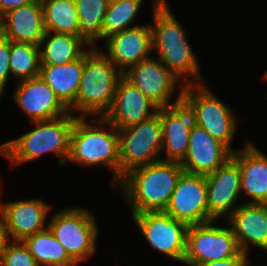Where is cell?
<instances>
[{
	"instance_id": "obj_1",
	"label": "cell",
	"mask_w": 267,
	"mask_h": 266,
	"mask_svg": "<svg viewBox=\"0 0 267 266\" xmlns=\"http://www.w3.org/2000/svg\"><path fill=\"white\" fill-rule=\"evenodd\" d=\"M152 2L153 23L150 24L152 51L155 50L158 59L176 77L183 79V84L205 83L198 60L186 38L185 29L173 16L166 0Z\"/></svg>"
},
{
	"instance_id": "obj_2",
	"label": "cell",
	"mask_w": 267,
	"mask_h": 266,
	"mask_svg": "<svg viewBox=\"0 0 267 266\" xmlns=\"http://www.w3.org/2000/svg\"><path fill=\"white\" fill-rule=\"evenodd\" d=\"M183 168L178 162L159 160L131 169L118 185L131 206V213L164 211Z\"/></svg>"
},
{
	"instance_id": "obj_3",
	"label": "cell",
	"mask_w": 267,
	"mask_h": 266,
	"mask_svg": "<svg viewBox=\"0 0 267 266\" xmlns=\"http://www.w3.org/2000/svg\"><path fill=\"white\" fill-rule=\"evenodd\" d=\"M77 117L69 113L50 120L33 121L34 130L1 144L0 153L11 161V165H19L53 152L59 158V165L65 166Z\"/></svg>"
},
{
	"instance_id": "obj_4",
	"label": "cell",
	"mask_w": 267,
	"mask_h": 266,
	"mask_svg": "<svg viewBox=\"0 0 267 266\" xmlns=\"http://www.w3.org/2000/svg\"><path fill=\"white\" fill-rule=\"evenodd\" d=\"M93 124L78 116L71 133L70 154L67 161L82 166H106L114 173L112 187L121 180L118 129L103 117H94ZM99 125V126H98ZM109 127L107 131L106 128Z\"/></svg>"
},
{
	"instance_id": "obj_5",
	"label": "cell",
	"mask_w": 267,
	"mask_h": 266,
	"mask_svg": "<svg viewBox=\"0 0 267 266\" xmlns=\"http://www.w3.org/2000/svg\"><path fill=\"white\" fill-rule=\"evenodd\" d=\"M84 53V68L76 100L69 112L104 117L111 108L122 72L97 47Z\"/></svg>"
},
{
	"instance_id": "obj_6",
	"label": "cell",
	"mask_w": 267,
	"mask_h": 266,
	"mask_svg": "<svg viewBox=\"0 0 267 266\" xmlns=\"http://www.w3.org/2000/svg\"><path fill=\"white\" fill-rule=\"evenodd\" d=\"M182 101L192 112L195 125L205 129L232 152L235 151L231 148L237 127L235 114L210 91L206 82L185 85Z\"/></svg>"
},
{
	"instance_id": "obj_7",
	"label": "cell",
	"mask_w": 267,
	"mask_h": 266,
	"mask_svg": "<svg viewBox=\"0 0 267 266\" xmlns=\"http://www.w3.org/2000/svg\"><path fill=\"white\" fill-rule=\"evenodd\" d=\"M48 228L78 265L95 253L98 225L93 213L80 207H69L51 216Z\"/></svg>"
},
{
	"instance_id": "obj_8",
	"label": "cell",
	"mask_w": 267,
	"mask_h": 266,
	"mask_svg": "<svg viewBox=\"0 0 267 266\" xmlns=\"http://www.w3.org/2000/svg\"><path fill=\"white\" fill-rule=\"evenodd\" d=\"M118 134L121 179L131 169L162 160L160 108L150 119L120 129Z\"/></svg>"
},
{
	"instance_id": "obj_9",
	"label": "cell",
	"mask_w": 267,
	"mask_h": 266,
	"mask_svg": "<svg viewBox=\"0 0 267 266\" xmlns=\"http://www.w3.org/2000/svg\"><path fill=\"white\" fill-rule=\"evenodd\" d=\"M214 223L215 220L188 227L183 263L197 266L234 257L241 251L231 226L223 228Z\"/></svg>"
},
{
	"instance_id": "obj_10",
	"label": "cell",
	"mask_w": 267,
	"mask_h": 266,
	"mask_svg": "<svg viewBox=\"0 0 267 266\" xmlns=\"http://www.w3.org/2000/svg\"><path fill=\"white\" fill-rule=\"evenodd\" d=\"M122 75L138 88L158 108L174 106L182 102L183 84L159 59L149 57L130 66ZM181 83V84H180ZM182 87L176 101L171 97L177 86ZM175 89V90H174Z\"/></svg>"
},
{
	"instance_id": "obj_11",
	"label": "cell",
	"mask_w": 267,
	"mask_h": 266,
	"mask_svg": "<svg viewBox=\"0 0 267 266\" xmlns=\"http://www.w3.org/2000/svg\"><path fill=\"white\" fill-rule=\"evenodd\" d=\"M132 219L153 249L183 263L189 227L186 223L164 211L134 214Z\"/></svg>"
},
{
	"instance_id": "obj_12",
	"label": "cell",
	"mask_w": 267,
	"mask_h": 266,
	"mask_svg": "<svg viewBox=\"0 0 267 266\" xmlns=\"http://www.w3.org/2000/svg\"><path fill=\"white\" fill-rule=\"evenodd\" d=\"M164 212L188 226L213 221L208 213L206 176L183 171Z\"/></svg>"
},
{
	"instance_id": "obj_13",
	"label": "cell",
	"mask_w": 267,
	"mask_h": 266,
	"mask_svg": "<svg viewBox=\"0 0 267 266\" xmlns=\"http://www.w3.org/2000/svg\"><path fill=\"white\" fill-rule=\"evenodd\" d=\"M50 208L49 204L40 199L1 204L0 215L6 240L24 241L27 237L48 228L46 217Z\"/></svg>"
},
{
	"instance_id": "obj_14",
	"label": "cell",
	"mask_w": 267,
	"mask_h": 266,
	"mask_svg": "<svg viewBox=\"0 0 267 266\" xmlns=\"http://www.w3.org/2000/svg\"><path fill=\"white\" fill-rule=\"evenodd\" d=\"M158 109L122 75L117 82L113 104L103 118L120 130L150 119Z\"/></svg>"
},
{
	"instance_id": "obj_15",
	"label": "cell",
	"mask_w": 267,
	"mask_h": 266,
	"mask_svg": "<svg viewBox=\"0 0 267 266\" xmlns=\"http://www.w3.org/2000/svg\"><path fill=\"white\" fill-rule=\"evenodd\" d=\"M206 185L209 216L215 221L224 215L227 219L239 207L235 205L241 194L239 165L230 158L214 172L206 175Z\"/></svg>"
},
{
	"instance_id": "obj_16",
	"label": "cell",
	"mask_w": 267,
	"mask_h": 266,
	"mask_svg": "<svg viewBox=\"0 0 267 266\" xmlns=\"http://www.w3.org/2000/svg\"><path fill=\"white\" fill-rule=\"evenodd\" d=\"M14 90L12 97L15 103L32 122L69 114V109L40 76L19 81Z\"/></svg>"
},
{
	"instance_id": "obj_17",
	"label": "cell",
	"mask_w": 267,
	"mask_h": 266,
	"mask_svg": "<svg viewBox=\"0 0 267 266\" xmlns=\"http://www.w3.org/2000/svg\"><path fill=\"white\" fill-rule=\"evenodd\" d=\"M232 153L205 129L193 124L188 151L180 165L185 172L206 176L225 164L232 157Z\"/></svg>"
},
{
	"instance_id": "obj_18",
	"label": "cell",
	"mask_w": 267,
	"mask_h": 266,
	"mask_svg": "<svg viewBox=\"0 0 267 266\" xmlns=\"http://www.w3.org/2000/svg\"><path fill=\"white\" fill-rule=\"evenodd\" d=\"M103 54L123 73L130 66L147 59L152 51L150 24L138 25L113 34L106 39Z\"/></svg>"
},
{
	"instance_id": "obj_19",
	"label": "cell",
	"mask_w": 267,
	"mask_h": 266,
	"mask_svg": "<svg viewBox=\"0 0 267 266\" xmlns=\"http://www.w3.org/2000/svg\"><path fill=\"white\" fill-rule=\"evenodd\" d=\"M162 123V151L164 161L181 163L188 151L190 131L194 124L190 109L182 101L174 106L160 108Z\"/></svg>"
},
{
	"instance_id": "obj_20",
	"label": "cell",
	"mask_w": 267,
	"mask_h": 266,
	"mask_svg": "<svg viewBox=\"0 0 267 266\" xmlns=\"http://www.w3.org/2000/svg\"><path fill=\"white\" fill-rule=\"evenodd\" d=\"M227 219L242 252L252 244L267 253V204L244 201Z\"/></svg>"
},
{
	"instance_id": "obj_21",
	"label": "cell",
	"mask_w": 267,
	"mask_h": 266,
	"mask_svg": "<svg viewBox=\"0 0 267 266\" xmlns=\"http://www.w3.org/2000/svg\"><path fill=\"white\" fill-rule=\"evenodd\" d=\"M231 158L239 165L241 193L249 197L246 203L267 204V156L246 141L244 148L235 150Z\"/></svg>"
},
{
	"instance_id": "obj_22",
	"label": "cell",
	"mask_w": 267,
	"mask_h": 266,
	"mask_svg": "<svg viewBox=\"0 0 267 266\" xmlns=\"http://www.w3.org/2000/svg\"><path fill=\"white\" fill-rule=\"evenodd\" d=\"M45 32L40 0L12 9L0 18V34L10 41L39 46Z\"/></svg>"
},
{
	"instance_id": "obj_23",
	"label": "cell",
	"mask_w": 267,
	"mask_h": 266,
	"mask_svg": "<svg viewBox=\"0 0 267 266\" xmlns=\"http://www.w3.org/2000/svg\"><path fill=\"white\" fill-rule=\"evenodd\" d=\"M84 68V54L69 63L41 65L39 76L69 109L75 102Z\"/></svg>"
},
{
	"instance_id": "obj_24",
	"label": "cell",
	"mask_w": 267,
	"mask_h": 266,
	"mask_svg": "<svg viewBox=\"0 0 267 266\" xmlns=\"http://www.w3.org/2000/svg\"><path fill=\"white\" fill-rule=\"evenodd\" d=\"M86 46L88 44L77 35L45 32L39 44L40 64L61 65L69 63L80 58L86 52L87 48H84Z\"/></svg>"
},
{
	"instance_id": "obj_25",
	"label": "cell",
	"mask_w": 267,
	"mask_h": 266,
	"mask_svg": "<svg viewBox=\"0 0 267 266\" xmlns=\"http://www.w3.org/2000/svg\"><path fill=\"white\" fill-rule=\"evenodd\" d=\"M23 242L39 266L77 265L69 257L63 245L54 237L49 228L27 237Z\"/></svg>"
},
{
	"instance_id": "obj_26",
	"label": "cell",
	"mask_w": 267,
	"mask_h": 266,
	"mask_svg": "<svg viewBox=\"0 0 267 266\" xmlns=\"http://www.w3.org/2000/svg\"><path fill=\"white\" fill-rule=\"evenodd\" d=\"M46 32L79 36V16L75 0H42Z\"/></svg>"
},
{
	"instance_id": "obj_27",
	"label": "cell",
	"mask_w": 267,
	"mask_h": 266,
	"mask_svg": "<svg viewBox=\"0 0 267 266\" xmlns=\"http://www.w3.org/2000/svg\"><path fill=\"white\" fill-rule=\"evenodd\" d=\"M110 0H75L79 16V37L89 46L102 40V23ZM93 44V45H92Z\"/></svg>"
},
{
	"instance_id": "obj_28",
	"label": "cell",
	"mask_w": 267,
	"mask_h": 266,
	"mask_svg": "<svg viewBox=\"0 0 267 266\" xmlns=\"http://www.w3.org/2000/svg\"><path fill=\"white\" fill-rule=\"evenodd\" d=\"M11 77L18 81L38 77L40 74L39 46L28 42L11 41L10 50Z\"/></svg>"
},
{
	"instance_id": "obj_29",
	"label": "cell",
	"mask_w": 267,
	"mask_h": 266,
	"mask_svg": "<svg viewBox=\"0 0 267 266\" xmlns=\"http://www.w3.org/2000/svg\"><path fill=\"white\" fill-rule=\"evenodd\" d=\"M144 2L143 0H110L104 20L102 23V40L124 31L128 28L138 26L129 25L134 22L135 17Z\"/></svg>"
},
{
	"instance_id": "obj_30",
	"label": "cell",
	"mask_w": 267,
	"mask_h": 266,
	"mask_svg": "<svg viewBox=\"0 0 267 266\" xmlns=\"http://www.w3.org/2000/svg\"><path fill=\"white\" fill-rule=\"evenodd\" d=\"M0 266H39L23 241L6 240L0 255Z\"/></svg>"
},
{
	"instance_id": "obj_31",
	"label": "cell",
	"mask_w": 267,
	"mask_h": 266,
	"mask_svg": "<svg viewBox=\"0 0 267 266\" xmlns=\"http://www.w3.org/2000/svg\"><path fill=\"white\" fill-rule=\"evenodd\" d=\"M10 50H11V41L4 38L0 34V96L6 88L8 78L11 75L10 71Z\"/></svg>"
},
{
	"instance_id": "obj_32",
	"label": "cell",
	"mask_w": 267,
	"mask_h": 266,
	"mask_svg": "<svg viewBox=\"0 0 267 266\" xmlns=\"http://www.w3.org/2000/svg\"><path fill=\"white\" fill-rule=\"evenodd\" d=\"M248 265H250V261L248 259V253L240 251L234 257H230L225 260L207 262L197 266H248Z\"/></svg>"
},
{
	"instance_id": "obj_33",
	"label": "cell",
	"mask_w": 267,
	"mask_h": 266,
	"mask_svg": "<svg viewBox=\"0 0 267 266\" xmlns=\"http://www.w3.org/2000/svg\"><path fill=\"white\" fill-rule=\"evenodd\" d=\"M35 0H0V18L8 11L34 2Z\"/></svg>"
},
{
	"instance_id": "obj_34",
	"label": "cell",
	"mask_w": 267,
	"mask_h": 266,
	"mask_svg": "<svg viewBox=\"0 0 267 266\" xmlns=\"http://www.w3.org/2000/svg\"><path fill=\"white\" fill-rule=\"evenodd\" d=\"M5 241H6V237H5V233H4L2 218L0 215V255H1V251H2V248H3Z\"/></svg>"
},
{
	"instance_id": "obj_35",
	"label": "cell",
	"mask_w": 267,
	"mask_h": 266,
	"mask_svg": "<svg viewBox=\"0 0 267 266\" xmlns=\"http://www.w3.org/2000/svg\"><path fill=\"white\" fill-rule=\"evenodd\" d=\"M264 77L267 79V70H266V72H265V74H264Z\"/></svg>"
}]
</instances>
